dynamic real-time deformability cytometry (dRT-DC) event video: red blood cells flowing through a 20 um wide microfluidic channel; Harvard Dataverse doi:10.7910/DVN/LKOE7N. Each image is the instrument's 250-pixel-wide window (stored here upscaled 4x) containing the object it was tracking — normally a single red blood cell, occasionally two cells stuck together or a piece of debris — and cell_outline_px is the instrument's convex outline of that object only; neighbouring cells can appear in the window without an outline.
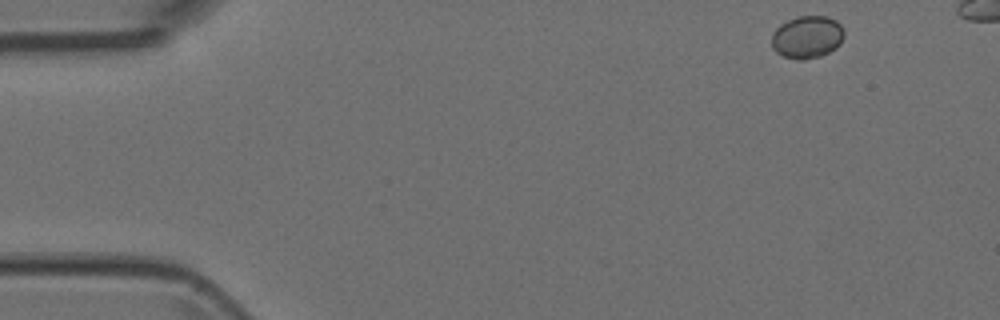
{"species": "Egyptian fruit bat (a non-hibernating species)", "species_latin": "Rousettus aegyptiacus", "temperature_condition": "room temperature", "stored_images_in_passage": 5, "camera_frame_rate_fps": 3000, "um_per_image_px": 0.085, "animal": {"sex": "female"}, "frame": {"image": 1, "passage_image": 1, "time_ms": 0.0, "image_size_px": [1000, 320], "cell_outline_px": [[844, 36], [840, 44], [836, 48], [820, 56], [804, 60], [796, 60], [784, 56], [776, 52], [772, 48], [772, 32], [780, 24], [796, 16], [828, 16], [836, 20], [840, 24], [844, 32]], "centroid_in_image_um": [68.6, 3.15], "position_along_channel_um": 16.4, "area_um2": 18.15}}